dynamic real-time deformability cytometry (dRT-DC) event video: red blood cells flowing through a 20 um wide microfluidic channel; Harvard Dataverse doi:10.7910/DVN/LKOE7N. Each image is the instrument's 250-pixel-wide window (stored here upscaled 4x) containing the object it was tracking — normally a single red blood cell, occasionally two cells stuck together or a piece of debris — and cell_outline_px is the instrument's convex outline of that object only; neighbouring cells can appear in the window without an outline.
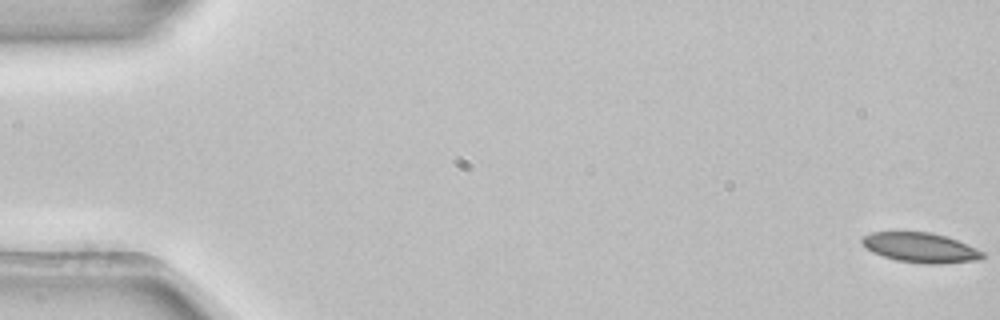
{"species": "common noctule bat (a hibernating species)", "species_latin": "Nyctalus noctula", "temperature_condition": "room temperature", "stored_images_in_passage": 5, "camera_frame_rate_fps": 3000, "um_per_image_px": 0.085, "animal": {"sex": "female", "body_mass_g": 22.7, "forearm_length_mm": 54.2}, "frame": {"image": 1, "passage_image": 1, "time_ms": 0.0, "image_size_px": [1000, 320], "cell_outline_px": [[984, 256], [980, 260], [940, 264], [924, 264], [896, 260], [872, 252], [860, 240], [864, 236], [872, 232], [932, 232], [968, 244], [984, 252]], "centroid_in_image_um": [78.28, 21.06], "position_along_channel_um": 6.7, "area_um2": 20.87}}
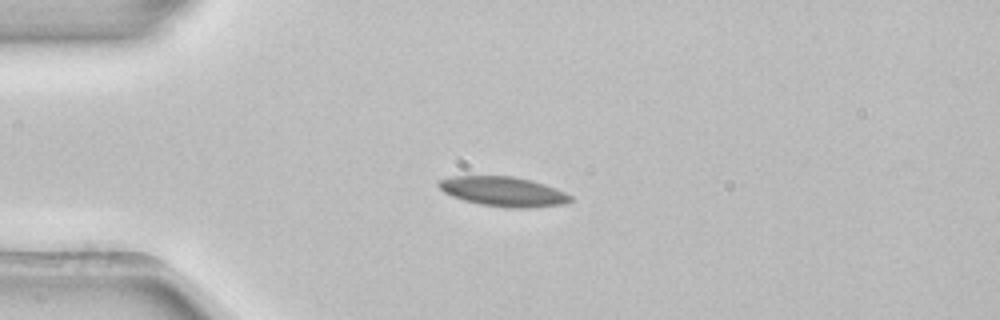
{"frame": {"image": 2, "passage_image": 4, "time_ms": 1.0, "image_size_px": [1000, 320], "cell_outline_px": [[572, 200], [564, 204], [532, 208], [508, 208], [480, 204], [464, 200], [452, 196], [444, 192], [436, 184], [440, 180], [452, 176], [512, 176], [532, 180], [544, 184], [564, 192], [572, 196]], "centroid_in_image_um": [42.79, 16.28], "position_along_channel_um": 42.2, "area_um2": 22.77}}